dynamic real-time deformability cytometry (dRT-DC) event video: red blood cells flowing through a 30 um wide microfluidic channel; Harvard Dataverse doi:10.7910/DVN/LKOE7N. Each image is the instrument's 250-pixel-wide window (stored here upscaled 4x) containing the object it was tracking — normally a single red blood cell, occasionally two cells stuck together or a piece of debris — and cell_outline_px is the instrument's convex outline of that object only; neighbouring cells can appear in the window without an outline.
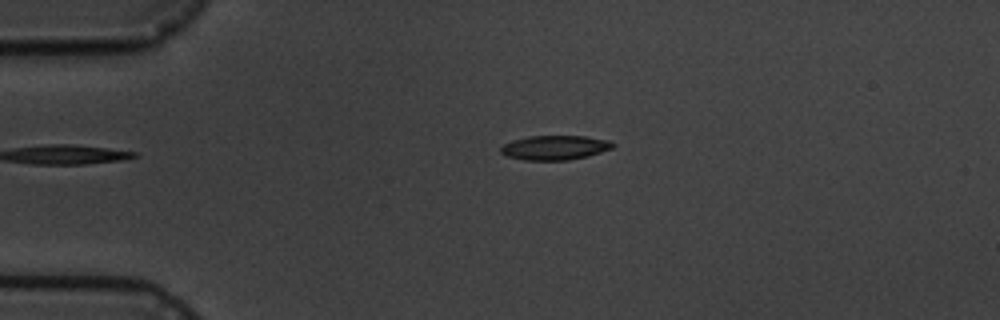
{"species": "common noctule bat (a hibernating species)", "species_latin": "Nyctalus noctula", "temperature_condition": "cold", "stored_images_in_passage": 3, "camera_frame_rate_fps": 3000, "um_per_image_px": 0.085, "animal": {"sex": "male", "body_mass_g": 19.5, "forearm_length_mm": 54.6}, "frame": {"image": 1, "passage_image": 3, "time_ms": 2.333, "image_size_px": [1000, 320], "cell_outline_px": [[616, 144], [612, 148], [588, 156], [568, 160], [524, 160], [504, 156], [500, 152], [500, 148], [504, 144], [512, 140], [528, 136], [584, 136], [608, 140]], "centroid_in_image_um": [47.13, 12.55], "position_along_channel_um": 37.9, "area_um2": 16.01}}